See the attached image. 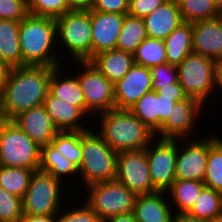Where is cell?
I'll use <instances>...</instances> for the list:
<instances>
[{"instance_id":"1","label":"cell","mask_w":222,"mask_h":222,"mask_svg":"<svg viewBox=\"0 0 222 222\" xmlns=\"http://www.w3.org/2000/svg\"><path fill=\"white\" fill-rule=\"evenodd\" d=\"M55 67H12L0 85V119L12 120L23 111L42 106Z\"/></svg>"},{"instance_id":"2","label":"cell","mask_w":222,"mask_h":222,"mask_svg":"<svg viewBox=\"0 0 222 222\" xmlns=\"http://www.w3.org/2000/svg\"><path fill=\"white\" fill-rule=\"evenodd\" d=\"M56 20L28 14L19 25V44L22 66L59 67L60 58L55 49L57 41ZM59 62V63H58Z\"/></svg>"},{"instance_id":"3","label":"cell","mask_w":222,"mask_h":222,"mask_svg":"<svg viewBox=\"0 0 222 222\" xmlns=\"http://www.w3.org/2000/svg\"><path fill=\"white\" fill-rule=\"evenodd\" d=\"M99 134L115 152L145 149L155 134L128 109L113 108L99 115Z\"/></svg>"},{"instance_id":"4","label":"cell","mask_w":222,"mask_h":222,"mask_svg":"<svg viewBox=\"0 0 222 222\" xmlns=\"http://www.w3.org/2000/svg\"><path fill=\"white\" fill-rule=\"evenodd\" d=\"M117 152L111 149L103 137L91 129L82 131V159L79 175L85 186L116 179Z\"/></svg>"},{"instance_id":"5","label":"cell","mask_w":222,"mask_h":222,"mask_svg":"<svg viewBox=\"0 0 222 222\" xmlns=\"http://www.w3.org/2000/svg\"><path fill=\"white\" fill-rule=\"evenodd\" d=\"M39 147L12 120L0 119V166L38 170Z\"/></svg>"},{"instance_id":"6","label":"cell","mask_w":222,"mask_h":222,"mask_svg":"<svg viewBox=\"0 0 222 222\" xmlns=\"http://www.w3.org/2000/svg\"><path fill=\"white\" fill-rule=\"evenodd\" d=\"M55 20L57 40L64 49L67 48L75 61H89L92 58L90 11H68Z\"/></svg>"},{"instance_id":"7","label":"cell","mask_w":222,"mask_h":222,"mask_svg":"<svg viewBox=\"0 0 222 222\" xmlns=\"http://www.w3.org/2000/svg\"><path fill=\"white\" fill-rule=\"evenodd\" d=\"M87 191L85 202L103 221L134 211L137 195L116 179L88 185Z\"/></svg>"},{"instance_id":"8","label":"cell","mask_w":222,"mask_h":222,"mask_svg":"<svg viewBox=\"0 0 222 222\" xmlns=\"http://www.w3.org/2000/svg\"><path fill=\"white\" fill-rule=\"evenodd\" d=\"M216 63L209 57L192 52L176 66L178 81L188 97L206 103L215 89Z\"/></svg>"},{"instance_id":"9","label":"cell","mask_w":222,"mask_h":222,"mask_svg":"<svg viewBox=\"0 0 222 222\" xmlns=\"http://www.w3.org/2000/svg\"><path fill=\"white\" fill-rule=\"evenodd\" d=\"M61 184V180L51 174L34 171L22 198L23 214L58 215L61 211Z\"/></svg>"},{"instance_id":"10","label":"cell","mask_w":222,"mask_h":222,"mask_svg":"<svg viewBox=\"0 0 222 222\" xmlns=\"http://www.w3.org/2000/svg\"><path fill=\"white\" fill-rule=\"evenodd\" d=\"M76 63L83 68L76 76L84 96L85 114L97 115L115 108L114 84L90 61H76Z\"/></svg>"},{"instance_id":"11","label":"cell","mask_w":222,"mask_h":222,"mask_svg":"<svg viewBox=\"0 0 222 222\" xmlns=\"http://www.w3.org/2000/svg\"><path fill=\"white\" fill-rule=\"evenodd\" d=\"M152 142L145 148L151 181L157 191H167L176 180L178 139L160 138L153 147Z\"/></svg>"},{"instance_id":"12","label":"cell","mask_w":222,"mask_h":222,"mask_svg":"<svg viewBox=\"0 0 222 222\" xmlns=\"http://www.w3.org/2000/svg\"><path fill=\"white\" fill-rule=\"evenodd\" d=\"M116 180L136 195L157 192L151 181L145 149L117 154Z\"/></svg>"},{"instance_id":"13","label":"cell","mask_w":222,"mask_h":222,"mask_svg":"<svg viewBox=\"0 0 222 222\" xmlns=\"http://www.w3.org/2000/svg\"><path fill=\"white\" fill-rule=\"evenodd\" d=\"M216 135L201 140H192L179 148L176 159V179L197 180L204 182L208 161L209 147L217 139Z\"/></svg>"},{"instance_id":"14","label":"cell","mask_w":222,"mask_h":222,"mask_svg":"<svg viewBox=\"0 0 222 222\" xmlns=\"http://www.w3.org/2000/svg\"><path fill=\"white\" fill-rule=\"evenodd\" d=\"M203 107L204 105L193 97L176 102L169 117L155 134V138L188 139L187 136L194 130V122L200 117L199 112H202Z\"/></svg>"},{"instance_id":"15","label":"cell","mask_w":222,"mask_h":222,"mask_svg":"<svg viewBox=\"0 0 222 222\" xmlns=\"http://www.w3.org/2000/svg\"><path fill=\"white\" fill-rule=\"evenodd\" d=\"M150 91H152L150 68L134 63L129 72L114 84L115 108L129 110Z\"/></svg>"},{"instance_id":"16","label":"cell","mask_w":222,"mask_h":222,"mask_svg":"<svg viewBox=\"0 0 222 222\" xmlns=\"http://www.w3.org/2000/svg\"><path fill=\"white\" fill-rule=\"evenodd\" d=\"M92 27V57L116 49L125 14L90 10Z\"/></svg>"},{"instance_id":"17","label":"cell","mask_w":222,"mask_h":222,"mask_svg":"<svg viewBox=\"0 0 222 222\" xmlns=\"http://www.w3.org/2000/svg\"><path fill=\"white\" fill-rule=\"evenodd\" d=\"M175 103L173 98L161 97L152 90L144 94L129 110L156 134L169 117Z\"/></svg>"},{"instance_id":"18","label":"cell","mask_w":222,"mask_h":222,"mask_svg":"<svg viewBox=\"0 0 222 222\" xmlns=\"http://www.w3.org/2000/svg\"><path fill=\"white\" fill-rule=\"evenodd\" d=\"M192 52L222 60V27L217 18L192 23Z\"/></svg>"},{"instance_id":"19","label":"cell","mask_w":222,"mask_h":222,"mask_svg":"<svg viewBox=\"0 0 222 222\" xmlns=\"http://www.w3.org/2000/svg\"><path fill=\"white\" fill-rule=\"evenodd\" d=\"M12 121L39 147L46 146L59 132L43 105L21 112Z\"/></svg>"},{"instance_id":"20","label":"cell","mask_w":222,"mask_h":222,"mask_svg":"<svg viewBox=\"0 0 222 222\" xmlns=\"http://www.w3.org/2000/svg\"><path fill=\"white\" fill-rule=\"evenodd\" d=\"M147 37L164 40L183 21L177 0H166L143 18Z\"/></svg>"},{"instance_id":"21","label":"cell","mask_w":222,"mask_h":222,"mask_svg":"<svg viewBox=\"0 0 222 222\" xmlns=\"http://www.w3.org/2000/svg\"><path fill=\"white\" fill-rule=\"evenodd\" d=\"M43 106L53 124L59 131H86L81 121L86 114L77 106H73L53 95L50 91L46 95Z\"/></svg>"},{"instance_id":"22","label":"cell","mask_w":222,"mask_h":222,"mask_svg":"<svg viewBox=\"0 0 222 222\" xmlns=\"http://www.w3.org/2000/svg\"><path fill=\"white\" fill-rule=\"evenodd\" d=\"M165 191L152 194L137 195L134 205V215L137 222H172L171 204L163 196Z\"/></svg>"},{"instance_id":"23","label":"cell","mask_w":222,"mask_h":222,"mask_svg":"<svg viewBox=\"0 0 222 222\" xmlns=\"http://www.w3.org/2000/svg\"><path fill=\"white\" fill-rule=\"evenodd\" d=\"M89 61L113 84L123 78L134 65L133 54L119 49L100 52Z\"/></svg>"},{"instance_id":"24","label":"cell","mask_w":222,"mask_h":222,"mask_svg":"<svg viewBox=\"0 0 222 222\" xmlns=\"http://www.w3.org/2000/svg\"><path fill=\"white\" fill-rule=\"evenodd\" d=\"M166 61L179 65L192 53V23L182 22L165 39Z\"/></svg>"},{"instance_id":"25","label":"cell","mask_w":222,"mask_h":222,"mask_svg":"<svg viewBox=\"0 0 222 222\" xmlns=\"http://www.w3.org/2000/svg\"><path fill=\"white\" fill-rule=\"evenodd\" d=\"M59 70L60 66L55 67L52 71L49 91L61 100L79 107L85 113L84 96L77 76L65 79L62 78L63 71Z\"/></svg>"},{"instance_id":"26","label":"cell","mask_w":222,"mask_h":222,"mask_svg":"<svg viewBox=\"0 0 222 222\" xmlns=\"http://www.w3.org/2000/svg\"><path fill=\"white\" fill-rule=\"evenodd\" d=\"M19 25L20 21L0 19V55L11 68L22 66Z\"/></svg>"},{"instance_id":"27","label":"cell","mask_w":222,"mask_h":222,"mask_svg":"<svg viewBox=\"0 0 222 222\" xmlns=\"http://www.w3.org/2000/svg\"><path fill=\"white\" fill-rule=\"evenodd\" d=\"M62 181L63 176L79 174L74 162L67 160L51 143L41 147L39 169Z\"/></svg>"},{"instance_id":"28","label":"cell","mask_w":222,"mask_h":222,"mask_svg":"<svg viewBox=\"0 0 222 222\" xmlns=\"http://www.w3.org/2000/svg\"><path fill=\"white\" fill-rule=\"evenodd\" d=\"M204 187L202 181L176 179L166 192H170L177 213H188Z\"/></svg>"},{"instance_id":"29","label":"cell","mask_w":222,"mask_h":222,"mask_svg":"<svg viewBox=\"0 0 222 222\" xmlns=\"http://www.w3.org/2000/svg\"><path fill=\"white\" fill-rule=\"evenodd\" d=\"M147 38L142 18L126 14L118 37L116 49L134 53Z\"/></svg>"},{"instance_id":"30","label":"cell","mask_w":222,"mask_h":222,"mask_svg":"<svg viewBox=\"0 0 222 222\" xmlns=\"http://www.w3.org/2000/svg\"><path fill=\"white\" fill-rule=\"evenodd\" d=\"M187 214L199 219L213 220L222 214V193L205 186Z\"/></svg>"},{"instance_id":"31","label":"cell","mask_w":222,"mask_h":222,"mask_svg":"<svg viewBox=\"0 0 222 222\" xmlns=\"http://www.w3.org/2000/svg\"><path fill=\"white\" fill-rule=\"evenodd\" d=\"M134 63L151 68L167 63L164 40L147 37L133 53Z\"/></svg>"},{"instance_id":"32","label":"cell","mask_w":222,"mask_h":222,"mask_svg":"<svg viewBox=\"0 0 222 222\" xmlns=\"http://www.w3.org/2000/svg\"><path fill=\"white\" fill-rule=\"evenodd\" d=\"M34 171L37 170L0 166V187L23 198Z\"/></svg>"},{"instance_id":"33","label":"cell","mask_w":222,"mask_h":222,"mask_svg":"<svg viewBox=\"0 0 222 222\" xmlns=\"http://www.w3.org/2000/svg\"><path fill=\"white\" fill-rule=\"evenodd\" d=\"M50 143L79 168L82 159V131H59Z\"/></svg>"},{"instance_id":"34","label":"cell","mask_w":222,"mask_h":222,"mask_svg":"<svg viewBox=\"0 0 222 222\" xmlns=\"http://www.w3.org/2000/svg\"><path fill=\"white\" fill-rule=\"evenodd\" d=\"M177 2L183 21L186 22L214 19L221 12L213 0H177Z\"/></svg>"},{"instance_id":"35","label":"cell","mask_w":222,"mask_h":222,"mask_svg":"<svg viewBox=\"0 0 222 222\" xmlns=\"http://www.w3.org/2000/svg\"><path fill=\"white\" fill-rule=\"evenodd\" d=\"M218 137L209 147L204 184L222 193V139Z\"/></svg>"},{"instance_id":"36","label":"cell","mask_w":222,"mask_h":222,"mask_svg":"<svg viewBox=\"0 0 222 222\" xmlns=\"http://www.w3.org/2000/svg\"><path fill=\"white\" fill-rule=\"evenodd\" d=\"M23 215L22 198L0 187V222H20Z\"/></svg>"},{"instance_id":"37","label":"cell","mask_w":222,"mask_h":222,"mask_svg":"<svg viewBox=\"0 0 222 222\" xmlns=\"http://www.w3.org/2000/svg\"><path fill=\"white\" fill-rule=\"evenodd\" d=\"M28 13L35 16L58 18L68 12L67 0H27Z\"/></svg>"},{"instance_id":"38","label":"cell","mask_w":222,"mask_h":222,"mask_svg":"<svg viewBox=\"0 0 222 222\" xmlns=\"http://www.w3.org/2000/svg\"><path fill=\"white\" fill-rule=\"evenodd\" d=\"M152 74V90L178 82V71L175 65L164 63L150 68Z\"/></svg>"},{"instance_id":"39","label":"cell","mask_w":222,"mask_h":222,"mask_svg":"<svg viewBox=\"0 0 222 222\" xmlns=\"http://www.w3.org/2000/svg\"><path fill=\"white\" fill-rule=\"evenodd\" d=\"M80 207L70 211L65 209L66 212L57 215V222H104L86 202Z\"/></svg>"},{"instance_id":"40","label":"cell","mask_w":222,"mask_h":222,"mask_svg":"<svg viewBox=\"0 0 222 222\" xmlns=\"http://www.w3.org/2000/svg\"><path fill=\"white\" fill-rule=\"evenodd\" d=\"M28 14L27 0H0V19L21 21Z\"/></svg>"},{"instance_id":"41","label":"cell","mask_w":222,"mask_h":222,"mask_svg":"<svg viewBox=\"0 0 222 222\" xmlns=\"http://www.w3.org/2000/svg\"><path fill=\"white\" fill-rule=\"evenodd\" d=\"M165 1L166 0H132L129 3L128 14L143 19L160 7Z\"/></svg>"},{"instance_id":"42","label":"cell","mask_w":222,"mask_h":222,"mask_svg":"<svg viewBox=\"0 0 222 222\" xmlns=\"http://www.w3.org/2000/svg\"><path fill=\"white\" fill-rule=\"evenodd\" d=\"M91 10L126 15L129 10V2L127 0H95Z\"/></svg>"},{"instance_id":"43","label":"cell","mask_w":222,"mask_h":222,"mask_svg":"<svg viewBox=\"0 0 222 222\" xmlns=\"http://www.w3.org/2000/svg\"><path fill=\"white\" fill-rule=\"evenodd\" d=\"M161 97L173 98L175 102H179L187 98L179 81L176 83L162 86L156 91Z\"/></svg>"},{"instance_id":"44","label":"cell","mask_w":222,"mask_h":222,"mask_svg":"<svg viewBox=\"0 0 222 222\" xmlns=\"http://www.w3.org/2000/svg\"><path fill=\"white\" fill-rule=\"evenodd\" d=\"M69 11H90L95 0H67Z\"/></svg>"},{"instance_id":"45","label":"cell","mask_w":222,"mask_h":222,"mask_svg":"<svg viewBox=\"0 0 222 222\" xmlns=\"http://www.w3.org/2000/svg\"><path fill=\"white\" fill-rule=\"evenodd\" d=\"M57 215H30L24 214L20 222H57Z\"/></svg>"},{"instance_id":"46","label":"cell","mask_w":222,"mask_h":222,"mask_svg":"<svg viewBox=\"0 0 222 222\" xmlns=\"http://www.w3.org/2000/svg\"><path fill=\"white\" fill-rule=\"evenodd\" d=\"M172 222H210V221L189 216L187 213H175L173 215Z\"/></svg>"},{"instance_id":"47","label":"cell","mask_w":222,"mask_h":222,"mask_svg":"<svg viewBox=\"0 0 222 222\" xmlns=\"http://www.w3.org/2000/svg\"><path fill=\"white\" fill-rule=\"evenodd\" d=\"M104 222H137L134 212L127 214H120L117 216L110 217L106 219Z\"/></svg>"},{"instance_id":"48","label":"cell","mask_w":222,"mask_h":222,"mask_svg":"<svg viewBox=\"0 0 222 222\" xmlns=\"http://www.w3.org/2000/svg\"><path fill=\"white\" fill-rule=\"evenodd\" d=\"M11 70V67L8 65V63L3 59V57L0 55V85L5 81L7 78L9 72Z\"/></svg>"},{"instance_id":"49","label":"cell","mask_w":222,"mask_h":222,"mask_svg":"<svg viewBox=\"0 0 222 222\" xmlns=\"http://www.w3.org/2000/svg\"><path fill=\"white\" fill-rule=\"evenodd\" d=\"M222 89V60L217 61L215 69V87Z\"/></svg>"},{"instance_id":"50","label":"cell","mask_w":222,"mask_h":222,"mask_svg":"<svg viewBox=\"0 0 222 222\" xmlns=\"http://www.w3.org/2000/svg\"><path fill=\"white\" fill-rule=\"evenodd\" d=\"M214 4L217 6V8L222 11V0H213Z\"/></svg>"},{"instance_id":"51","label":"cell","mask_w":222,"mask_h":222,"mask_svg":"<svg viewBox=\"0 0 222 222\" xmlns=\"http://www.w3.org/2000/svg\"><path fill=\"white\" fill-rule=\"evenodd\" d=\"M210 222H222V214L217 215L213 220H210Z\"/></svg>"},{"instance_id":"52","label":"cell","mask_w":222,"mask_h":222,"mask_svg":"<svg viewBox=\"0 0 222 222\" xmlns=\"http://www.w3.org/2000/svg\"><path fill=\"white\" fill-rule=\"evenodd\" d=\"M216 18L219 20L221 27H222V11L220 12V14Z\"/></svg>"}]
</instances>
